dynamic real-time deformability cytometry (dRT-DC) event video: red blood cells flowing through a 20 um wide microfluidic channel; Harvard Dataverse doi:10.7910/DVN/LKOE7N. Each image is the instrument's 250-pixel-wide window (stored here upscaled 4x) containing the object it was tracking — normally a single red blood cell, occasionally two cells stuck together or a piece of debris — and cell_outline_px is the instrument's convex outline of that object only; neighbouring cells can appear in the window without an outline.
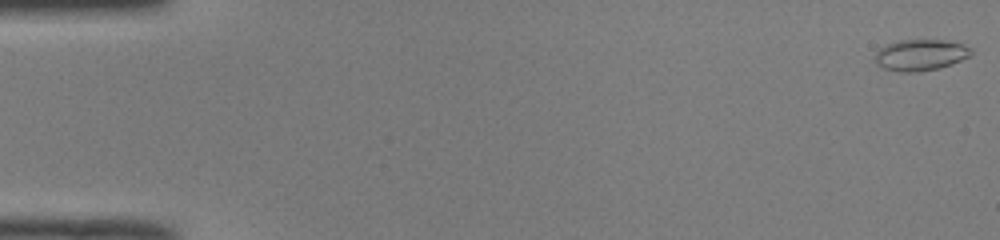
{"species": "common noctule bat (a hibernating species)", "species_latin": "Nyctalus noctula", "temperature_condition": "room temperature", "stored_images_in_passage": 51, "camera_frame_rate_fps": 3000, "um_per_image_px": 0.085, "animal": {"sex": "male", "body_mass_g": 19.0, "forearm_length_mm": 50.8}, "frame": {"image": 1, "passage_image": 1, "time_ms": 0.0, "image_size_px": [1000, 240], "cell_outline_px": [[972, 52], [968, 56], [960, 60], [936, 68], [916, 72], [900, 72], [884, 68], [876, 64], [876, 52], [880, 48], [888, 44], [900, 40], [944, 40], [960, 44], [972, 48]], "centroid_in_image_um": [78.21, 4.67], "position_along_channel_um": 6.8, "area_um2": 17.05}}
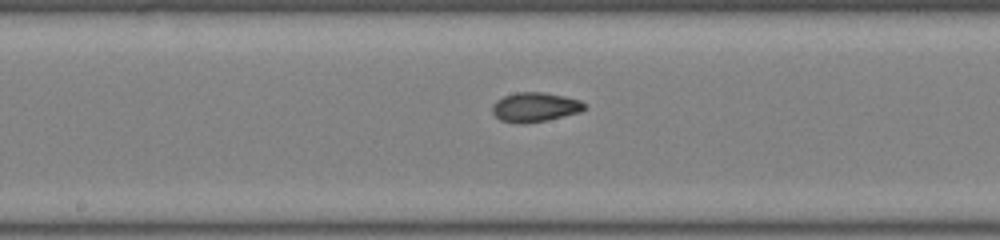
{"frame": {"image": 2, "passage_image": 27, "time_ms": 8.667, "image_size_px": [1000, 240], "cell_outline_px": [[588, 108], [580, 112], [548, 120], [524, 124], [520, 124], [500, 120], [492, 112], [492, 104], [496, 100], [504, 96], [516, 92], [544, 92], [564, 96], [580, 100]], "centroid_in_image_um": [45.47, 9.11], "position_along_channel_um": 202.7, "area_um2": 15.95}}
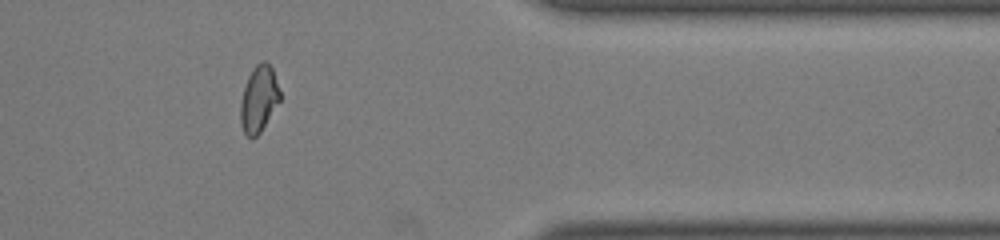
{"frame": {"image": 3, "passage_image": 42, "time_ms": 13.667, "image_size_px": [1000, 240], "cell_outline_px": [[280, 100], [260, 132], [252, 140], [244, 132], [240, 124], [240, 100], [248, 76], [252, 68], [256, 64], [264, 60], [272, 68], [280, 92]], "centroid_in_image_um": [21.98, 8.42], "position_along_channel_um": 389.4, "area_um2": 15.2}, "authors_computed_cell_mechanics": {"area_um2": 15.9528, "velocity_mm_per_s": 4.0898, "shape_relaxation_time_tau1_ms": 9.077, "shape_relaxation_time_tau2_ms": 1.6753, "deformation_change_tau1": 0.1718, "deformation_change_tau2": 0.0586}}